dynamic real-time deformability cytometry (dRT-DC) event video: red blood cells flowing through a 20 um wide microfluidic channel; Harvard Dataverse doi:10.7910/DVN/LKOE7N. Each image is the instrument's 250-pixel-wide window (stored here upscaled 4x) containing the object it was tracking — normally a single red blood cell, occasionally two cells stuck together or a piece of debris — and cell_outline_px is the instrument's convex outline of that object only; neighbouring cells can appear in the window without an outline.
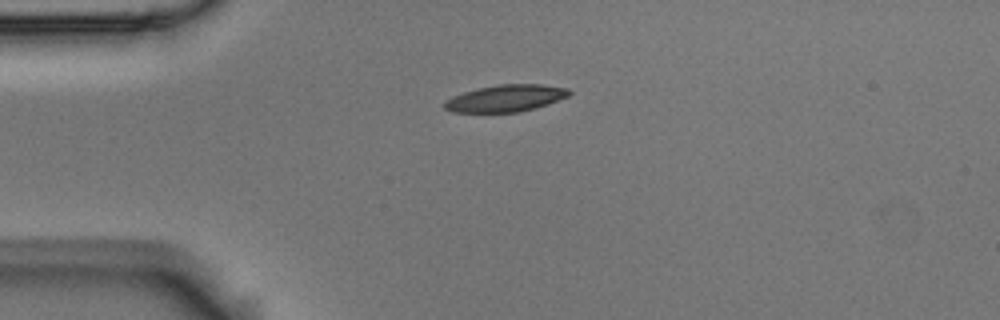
{"species": "Egyptian fruit bat (a non-hibernating species)", "species_latin": "Rousettus aegyptiacus", "temperature_condition": "room temperature", "stored_images_in_passage": 43, "camera_frame_rate_fps": 3000, "um_per_image_px": 0.085, "animal": {"sex": "male"}, "frame": {"image": 1, "passage_image": 1, "time_ms": 0.0, "image_size_px": [1000, 320], "cell_outline_px": [[572, 92], [568, 96], [548, 104], [520, 112], [452, 112], [444, 108], [444, 100], [452, 96], [476, 88], [496, 84], [540, 84], [568, 88]], "centroid_in_image_um": [42.96, 8.34], "position_along_channel_um": 42.0, "area_um2": 19.65}}
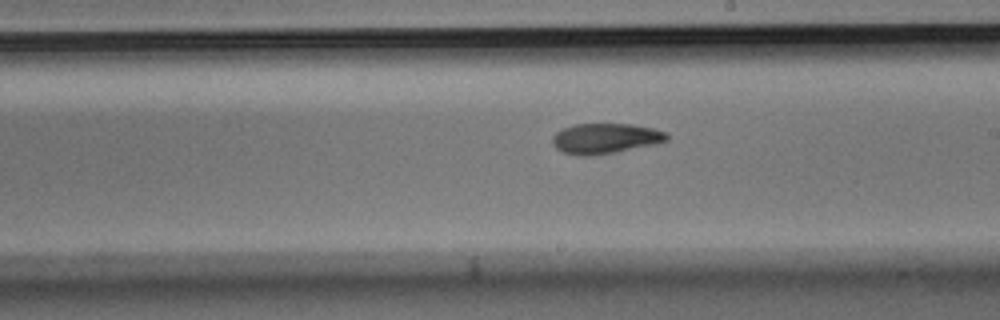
{"frame": {"image": 2, "passage_image": 19, "time_ms": 6.0, "image_size_px": [1000, 320], "cell_outline_px": [[668, 140], [652, 144], [592, 156], [580, 156], [564, 152], [556, 148], [552, 144], [552, 136], [556, 132], [564, 128], [576, 124], [632, 124], [656, 128], [668, 132]], "centroid_in_image_um": [51.45, 11.75], "position_along_channel_um": 237.6, "area_um2": 20.06}}
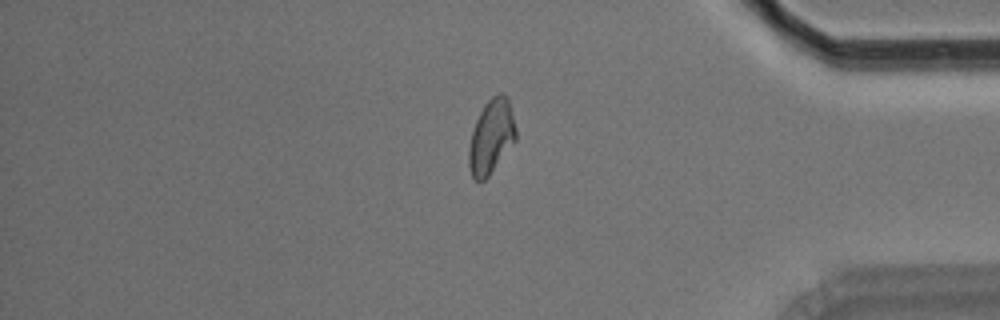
{"frame": {"image": 3, "passage_image": 34, "time_ms": 11.0, "image_size_px": [1000, 320], "cell_outline_px": [[516, 140], [488, 176], [484, 180], [476, 180], [472, 176], [468, 164], [468, 148], [472, 132], [476, 120], [484, 104], [496, 92], [504, 92], [508, 96], [516, 128]], "centroid_in_image_um": [41.76, 11.56], "position_along_channel_um": 393.4, "area_um2": 20.4}, "authors_computed_cell_mechanics": {"area_um2": 20.2878, "velocity_mm_per_s": 3.6322, "shape_relaxation_time_tau1_ms": 7.9361, "shape_relaxation_time_tau2_ms": 5.6337, "deformation_change_tau1": 0.1753, "deformation_change_tau2": 0.1123}}